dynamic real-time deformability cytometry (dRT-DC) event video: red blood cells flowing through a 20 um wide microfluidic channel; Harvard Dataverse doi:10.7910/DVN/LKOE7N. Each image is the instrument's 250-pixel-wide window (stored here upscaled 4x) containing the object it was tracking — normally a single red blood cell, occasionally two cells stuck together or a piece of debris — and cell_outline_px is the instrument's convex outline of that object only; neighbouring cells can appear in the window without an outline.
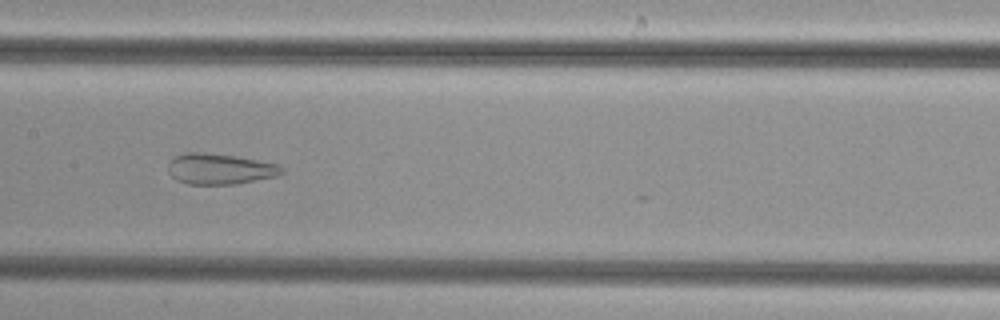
{"species": "common noctule bat (a hibernating species)", "species_latin": "Nyctalus noctula", "temperature_condition": "cold", "stored_images_in_passage": 51, "camera_frame_rate_fps": 3000, "um_per_image_px": 0.085, "animal": {"sex": "female", "body_mass_g": 29.2, "forearm_length_mm": 56.3}, "frame": {"image": 1, "passage_image": 26, "time_ms": 8.333, "image_size_px": [1000, 320], "cell_outline_px": [[284, 172], [276, 176], [236, 184], [188, 184], [176, 180], [168, 172], [168, 164], [176, 156], [184, 152], [200, 152], [236, 156], [280, 164], [284, 168]], "centroid_in_image_um": [18.7, 14.36], "position_along_channel_um": 188.7, "area_um2": 20.4}}
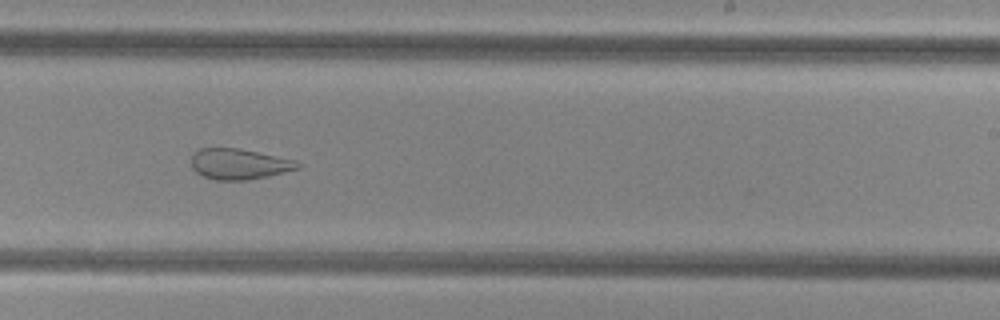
{"frame": {"image": 2, "passage_image": 32, "time_ms": 10.333, "image_size_px": [1000, 320], "cell_outline_px": [[304, 164], [300, 168], [268, 176], [248, 180], [216, 180], [204, 176], [196, 172], [192, 168], [192, 152], [200, 148], [236, 148], [296, 160]], "centroid_in_image_um": [20.33, 13.94], "position_along_channel_um": 268.7, "area_um2": 19.02}}
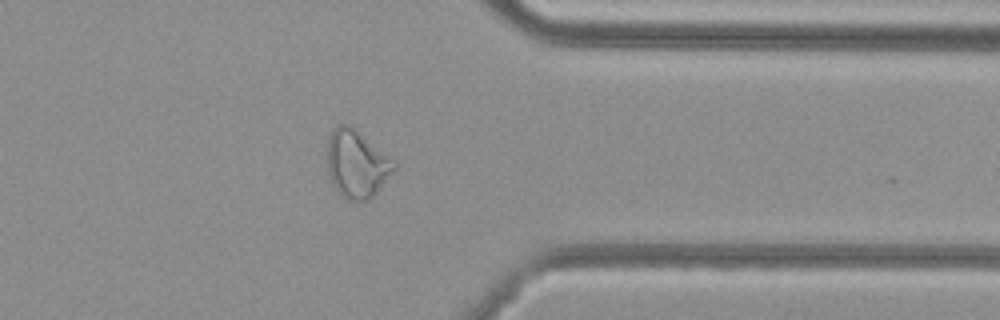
{"frame": {"image": 3, "passage_image": 41, "time_ms": 13.333, "image_size_px": [1000, 320], "cell_outline_px": [[396, 168], [376, 192], [368, 200], [348, 200], [332, 184], [328, 172], [328, 140], [332, 128], [340, 124], [348, 124], [356, 128], [396, 160]], "centroid_in_image_um": [30.34, 13.88], "position_along_channel_um": 381.1, "area_um2": 26.36}}